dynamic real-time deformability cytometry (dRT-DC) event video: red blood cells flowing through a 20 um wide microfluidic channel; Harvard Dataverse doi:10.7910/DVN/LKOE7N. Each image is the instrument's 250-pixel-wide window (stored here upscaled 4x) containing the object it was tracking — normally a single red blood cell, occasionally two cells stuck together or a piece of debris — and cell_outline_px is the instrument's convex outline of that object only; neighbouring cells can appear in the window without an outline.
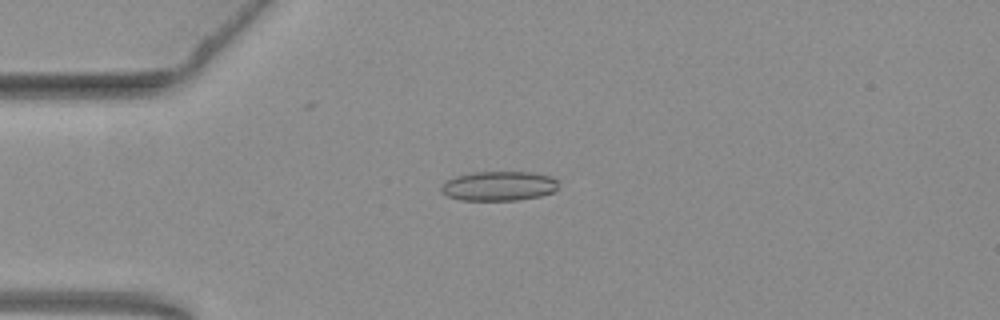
{"species": "common noctule bat (a hibernating species)", "species_latin": "Nyctalus noctula", "temperature_condition": "warm", "stored_images_in_passage": 21, "camera_frame_rate_fps": 3000, "um_per_image_px": 0.085, "animal": {"sex": "female", "body_mass_g": 19.3, "forearm_length_mm": 54.1}, "frame": {"image": 1, "passage_image": 14, "time_ms": 4.333, "image_size_px": [1000, 320], "cell_outline_px": [[556, 188], [552, 192], [540, 196], [516, 200], [460, 200], [448, 196], [440, 192], [440, 188], [444, 180], [456, 176], [472, 172], [532, 172], [552, 176], [556, 180]], "centroid_in_image_um": [42.34, 15.8], "position_along_channel_um": 42.7, "area_um2": 20.23}}
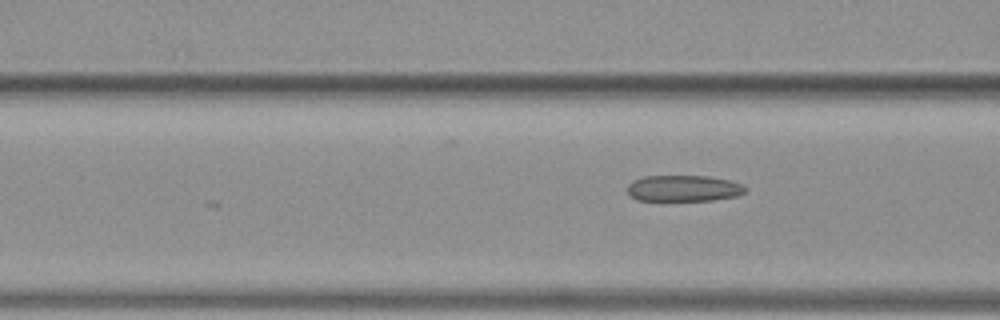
{"frame": {"image": 2, "passage_image": 21, "time_ms": 6.667, "image_size_px": [1000, 320], "cell_outline_px": [[748, 188], [744, 192], [736, 196], [712, 200], [636, 200], [628, 196], [628, 184], [632, 180], [644, 176], [708, 176], [732, 180], [744, 184]], "centroid_in_image_um": [58.11, 16.0], "position_along_channel_um": 108.5, "area_um2": 18.21}}